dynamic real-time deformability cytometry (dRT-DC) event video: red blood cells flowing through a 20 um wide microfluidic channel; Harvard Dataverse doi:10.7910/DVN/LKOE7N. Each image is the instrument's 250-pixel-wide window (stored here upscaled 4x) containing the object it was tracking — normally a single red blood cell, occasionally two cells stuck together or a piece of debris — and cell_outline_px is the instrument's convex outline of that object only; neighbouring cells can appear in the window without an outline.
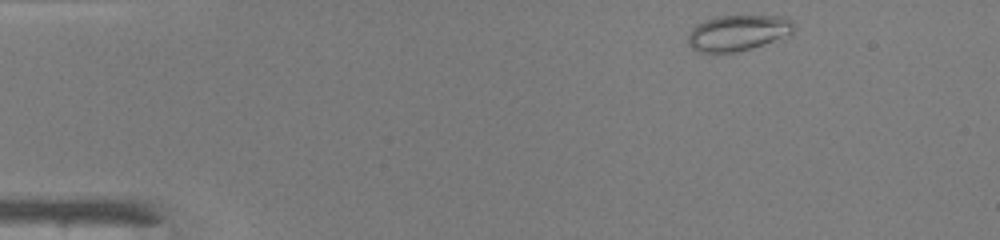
{"species": "common noctule bat (a hibernating species)", "species_latin": "Nyctalus noctula", "temperature_condition": "warm", "stored_images_in_passage": 21, "camera_frame_rate_fps": 3000, "um_per_image_px": 0.085, "animal": {"sex": "male", "body_mass_g": 19.0, "forearm_length_mm": 50.8}, "frame": {"image": 1, "passage_image": 1, "time_ms": 0.0, "image_size_px": [1000, 240], "cell_outline_px": [[792, 32], [752, 48], [736, 52], [696, 52], [688, 44], [688, 36], [692, 28], [696, 24], [716, 16], [784, 16], [792, 20]], "centroid_in_image_um": [62.65, 2.78], "position_along_channel_um": 22.4, "area_um2": 21.68}}
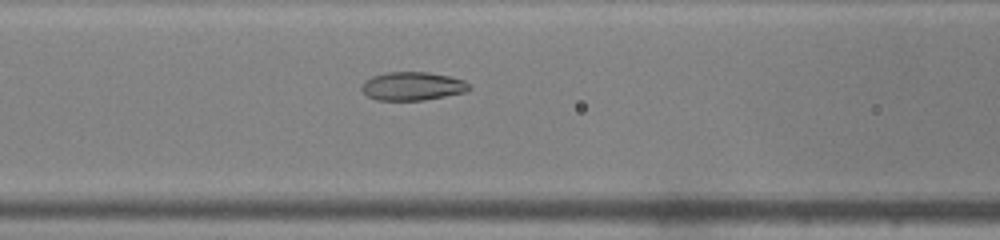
{"frame": {"image": 2, "passage_image": 15, "time_ms": 4.667, "image_size_px": [1000, 240], "cell_outline_px": [[472, 88], [468, 92], [420, 100], [376, 100], [368, 96], [360, 88], [364, 80], [372, 76], [388, 72], [428, 72], [448, 76], [464, 80]], "centroid_in_image_um": [35.06, 7.32], "position_along_channel_um": 131.5, "area_um2": 17.8}}
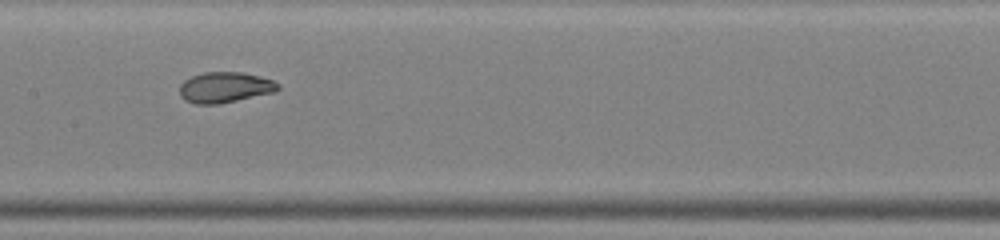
{"frame": {"image": 3, "passage_image": 19, "time_ms": 6.0, "image_size_px": [1000, 240], "cell_outline_px": [[280, 88], [276, 92], [220, 104], [196, 104], [184, 100], [180, 96], [180, 84], [184, 80], [192, 76], [204, 72], [244, 72], [260, 76], [272, 80], [280, 84]], "centroid_in_image_um": [19.13, 7.43], "position_along_channel_um": 188.3, "area_um2": 17.8}}